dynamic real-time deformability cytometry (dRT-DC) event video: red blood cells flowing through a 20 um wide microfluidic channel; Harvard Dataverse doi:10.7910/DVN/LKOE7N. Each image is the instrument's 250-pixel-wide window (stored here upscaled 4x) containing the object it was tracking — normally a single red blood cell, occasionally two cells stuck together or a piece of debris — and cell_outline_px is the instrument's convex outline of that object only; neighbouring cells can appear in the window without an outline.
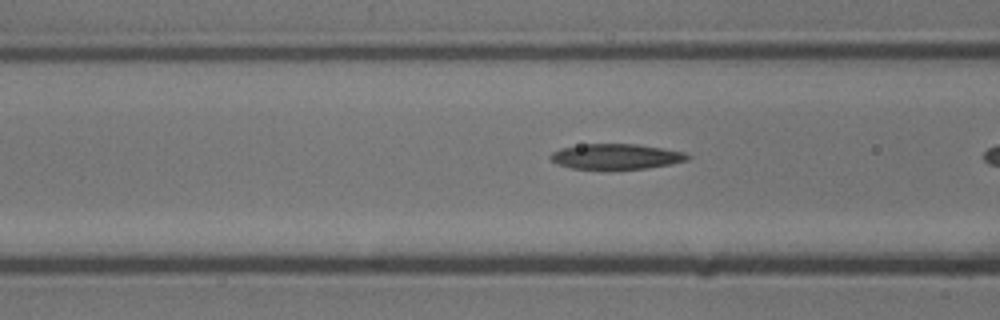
{"species": "common noctule bat (a hibernating species)", "species_latin": "Nyctalus noctula", "temperature_condition": "cold", "stored_images_in_passage": 10, "camera_frame_rate_fps": 3000, "um_per_image_px": 0.085, "animal": {"sex": "male", "body_mass_g": 13.3}, "frame": {"image": 1, "passage_image": 7, "time_ms": 2.0, "image_size_px": [1000, 320], "cell_outline_px": [[688, 156], [684, 160], [668, 164], [644, 168], [572, 168], [560, 164], [552, 160], [552, 152], [560, 148], [584, 144], [636, 144], [684, 152]], "centroid_in_image_um": [52.32, 13.28], "position_along_channel_um": 114.3, "area_um2": 19.36}}